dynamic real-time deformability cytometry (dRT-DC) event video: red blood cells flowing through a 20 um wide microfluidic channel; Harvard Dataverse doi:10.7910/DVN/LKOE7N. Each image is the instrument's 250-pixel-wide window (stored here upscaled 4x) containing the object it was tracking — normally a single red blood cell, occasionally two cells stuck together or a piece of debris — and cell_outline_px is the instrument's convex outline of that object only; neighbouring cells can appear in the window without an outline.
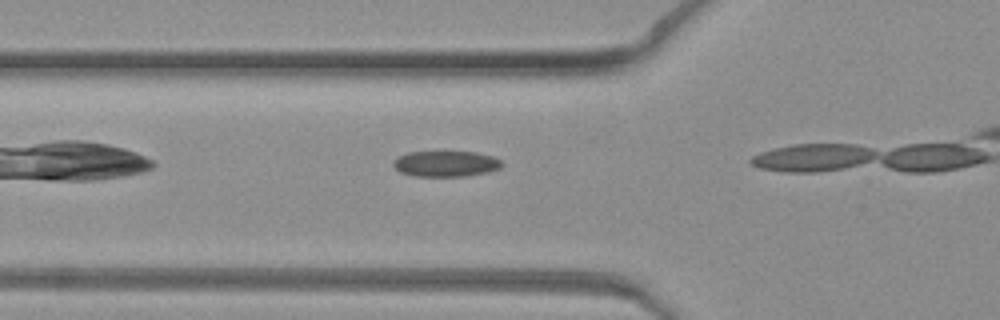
{"species": "common noctule bat (a hibernating species)", "species_latin": "Nyctalus noctula", "temperature_condition": "warm", "stored_images_in_passage": 6, "camera_frame_rate_fps": 3000, "um_per_image_px": 0.085, "animal": {"sex": "female", "body_mass_g": 19.3, "forearm_length_mm": 54.1}, "frame": {"image": 1, "passage_image": 5, "time_ms": 1.333, "image_size_px": [1000, 320], "cell_outline_px": [[504, 164], [500, 168], [488, 172], [464, 176], [416, 176], [400, 172], [392, 164], [396, 156], [408, 152], [476, 152], [492, 156], [500, 160]], "centroid_in_image_um": [37.89, 13.91], "position_along_channel_um": 87.9, "area_um2": 16.3}}